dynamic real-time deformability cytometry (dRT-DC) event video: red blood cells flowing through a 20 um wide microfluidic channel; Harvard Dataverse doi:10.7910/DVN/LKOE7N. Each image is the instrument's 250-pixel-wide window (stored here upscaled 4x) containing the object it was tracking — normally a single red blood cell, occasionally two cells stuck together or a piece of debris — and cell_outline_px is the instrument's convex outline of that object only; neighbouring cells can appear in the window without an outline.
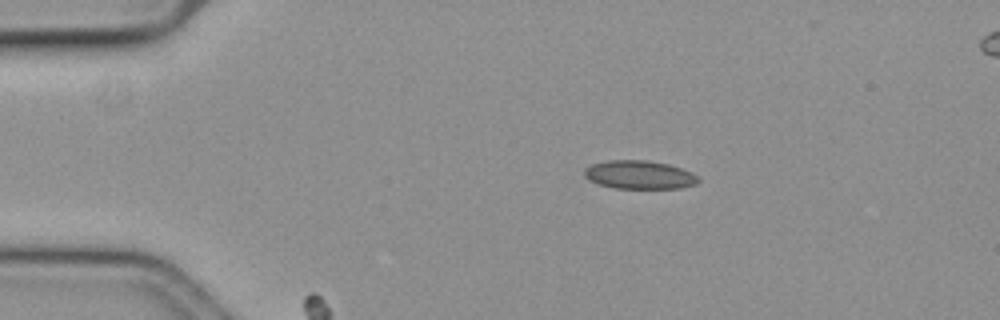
{"species": "common noctule bat (a hibernating species)", "species_latin": "Nyctalus noctula", "temperature_condition": "cold", "stored_images_in_passage": 18, "camera_frame_rate_fps": 3000, "um_per_image_px": 0.085, "animal": {"sex": "female", "body_mass_g": 19.3, "forearm_length_mm": 54.1}, "frame": {"image": 1, "passage_image": 11, "time_ms": 3.333, "image_size_px": [1000, 320], "cell_outline_px": [[700, 180], [696, 184], [680, 188], [612, 188], [596, 184], [588, 180], [584, 176], [584, 168], [592, 164], [612, 160], [648, 160], [668, 164], [692, 172]], "centroid_in_image_um": [54.31, 14.86], "position_along_channel_um": 30.7, "area_um2": 18.96}}